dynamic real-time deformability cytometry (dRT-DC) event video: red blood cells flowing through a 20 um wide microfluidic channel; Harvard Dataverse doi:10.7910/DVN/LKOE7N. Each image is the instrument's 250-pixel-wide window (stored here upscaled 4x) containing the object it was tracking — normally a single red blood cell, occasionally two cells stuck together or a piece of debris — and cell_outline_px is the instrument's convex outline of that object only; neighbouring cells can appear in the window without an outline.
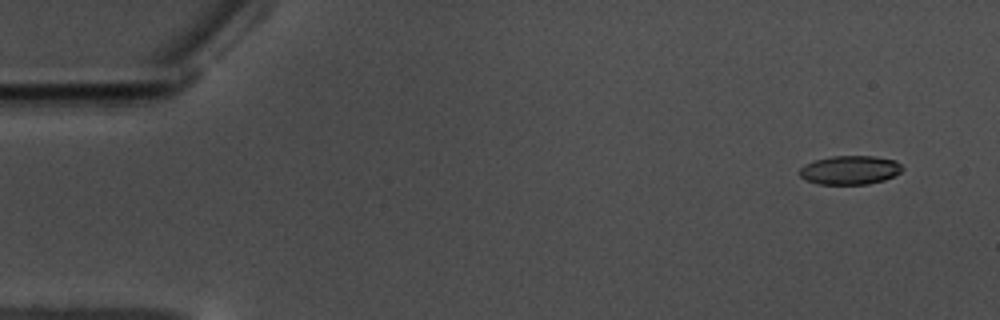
{"species": "common noctule bat (a hibernating species)", "species_latin": "Nyctalus noctula", "temperature_condition": "warm", "stored_images_in_passage": 16, "camera_frame_rate_fps": 3000, "um_per_image_px": 0.085, "animal": {"sex": "male", "body_mass_g": 17.5, "forearm_length_mm": 52.3}, "frame": {"image": 1, "passage_image": 1, "time_ms": 0.0, "image_size_px": [1000, 320], "cell_outline_px": [[904, 168], [900, 172], [884, 180], [868, 184], [816, 184], [804, 180], [800, 176], [800, 168], [804, 164], [816, 160], [832, 156], [876, 156], [896, 160]], "centroid_in_image_um": [72.23, 14.45], "position_along_channel_um": 12.8, "area_um2": 17.34}}